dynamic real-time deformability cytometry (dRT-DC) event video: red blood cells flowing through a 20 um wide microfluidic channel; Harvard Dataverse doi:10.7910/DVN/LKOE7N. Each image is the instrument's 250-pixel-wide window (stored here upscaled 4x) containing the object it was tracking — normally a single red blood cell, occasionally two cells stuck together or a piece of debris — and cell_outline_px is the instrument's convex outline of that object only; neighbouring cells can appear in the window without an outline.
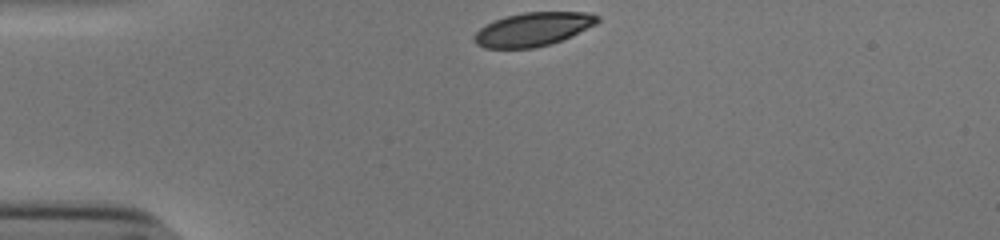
{"species": "human", "species_latin": "Homo sapiens", "temperature_condition": "cold", "stored_images_in_passage": 32, "camera_frame_rate_fps": 3000, "um_per_image_px": 0.085, "donor": {"sex": "male"}, "frame": {"image": 1, "passage_image": 1, "time_ms": 0.0, "image_size_px": [1000, 240], "cell_outline_px": [[600, 20], [596, 24], [552, 44], [536, 48], [484, 48], [476, 44], [472, 40], [472, 36], [480, 28], [504, 16], [524, 12], [588, 12], [600, 16]], "centroid_in_image_um": [45.29, 2.49], "position_along_channel_um": 39.7, "area_um2": 24.22}}
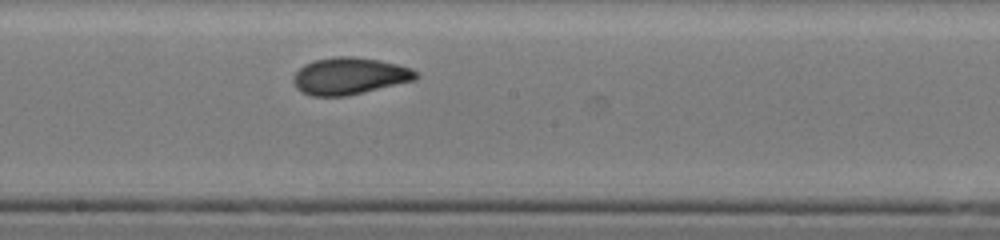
{"frame": {"image": 2, "passage_image": 18, "time_ms": 5.667, "image_size_px": [1000, 240], "cell_outline_px": [[420, 76], [416, 80], [348, 96], [312, 96], [300, 92], [296, 88], [292, 80], [292, 76], [304, 64], [316, 60], [336, 56], [352, 56], [380, 60], [412, 68], [420, 72]], "centroid_in_image_um": [29.73, 6.47], "position_along_channel_um": 218.5, "area_um2": 26.76}}
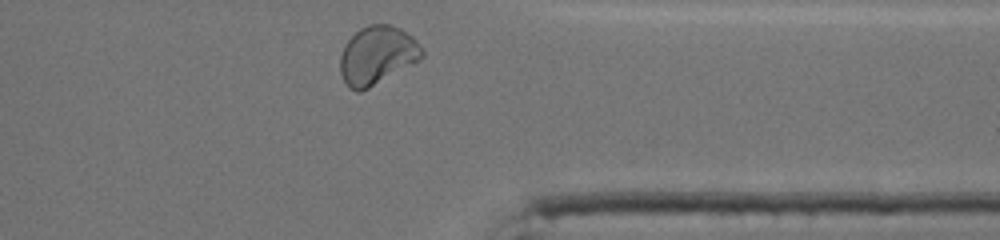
{"frame": {"image": 3, "passage_image": 31, "time_ms": 10.0, "image_size_px": [1000, 240], "cell_outline_px": [[424, 56], [420, 60], [368, 88], [360, 92], [356, 92], [348, 88], [340, 72], [340, 56], [344, 44], [360, 28], [368, 24], [388, 24], [400, 28], [412, 36], [416, 40], [424, 52]], "centroid_in_image_um": [32.05, 4.7], "position_along_channel_um": 379.4, "area_um2": 27.8}, "authors_computed_cell_mechanics": {"area_um2": 26.01, "velocity_mm_per_s": 3.8223, "shape_relaxation_time_tau1_ms": 7.106, "shape_relaxation_time_tau2_ms": 1.138, "deformation_change_tau1": 0.1947, "deformation_change_tau2": 0.0483}}